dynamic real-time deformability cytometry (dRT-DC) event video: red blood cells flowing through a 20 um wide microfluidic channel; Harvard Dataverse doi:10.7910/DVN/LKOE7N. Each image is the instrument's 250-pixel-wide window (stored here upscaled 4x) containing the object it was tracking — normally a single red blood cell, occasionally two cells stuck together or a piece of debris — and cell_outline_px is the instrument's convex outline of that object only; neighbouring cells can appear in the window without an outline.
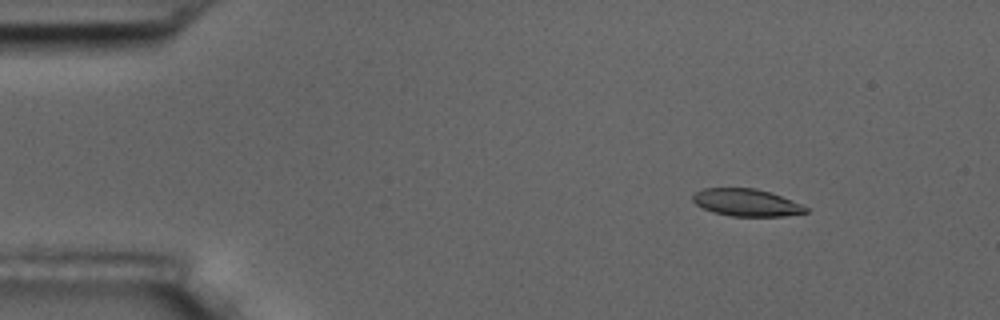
{"species": "common noctule bat (a hibernating species)", "species_latin": "Nyctalus noctula", "temperature_condition": "room temperature", "stored_images_in_passage": 6, "camera_frame_rate_fps": 3000, "um_per_image_px": 0.085, "animal": {"sex": "male", "body_mass_g": 17.5, "forearm_length_mm": 52.3}, "frame": {"image": 1, "passage_image": 3, "time_ms": 2.333, "image_size_px": [1000, 320], "cell_outline_px": [[808, 212], [784, 216], [732, 216], [712, 212], [696, 204], [692, 200], [692, 196], [696, 192], [704, 188], [756, 188], [780, 196], [800, 204], [808, 208]], "centroid_in_image_um": [63.42, 17.22], "position_along_channel_um": 21.6, "area_um2": 17.74}}
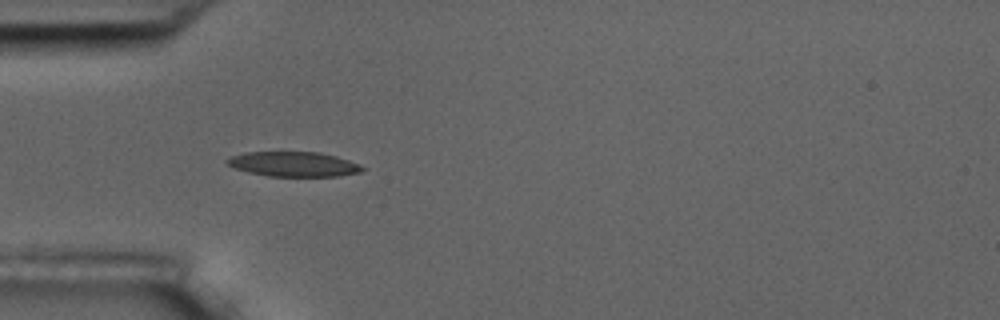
{"frame": {"image": 2, "passage_image": 6, "time_ms": 5.667, "image_size_px": [1000, 320], "cell_outline_px": [[364, 168], [360, 172], [336, 176], [268, 176], [248, 172], [236, 168], [228, 164], [224, 160], [232, 156], [244, 152], [320, 152], [336, 156], [360, 164]], "centroid_in_image_um": [24.95, 13.94], "position_along_channel_um": 60.1, "area_um2": 19.42}}